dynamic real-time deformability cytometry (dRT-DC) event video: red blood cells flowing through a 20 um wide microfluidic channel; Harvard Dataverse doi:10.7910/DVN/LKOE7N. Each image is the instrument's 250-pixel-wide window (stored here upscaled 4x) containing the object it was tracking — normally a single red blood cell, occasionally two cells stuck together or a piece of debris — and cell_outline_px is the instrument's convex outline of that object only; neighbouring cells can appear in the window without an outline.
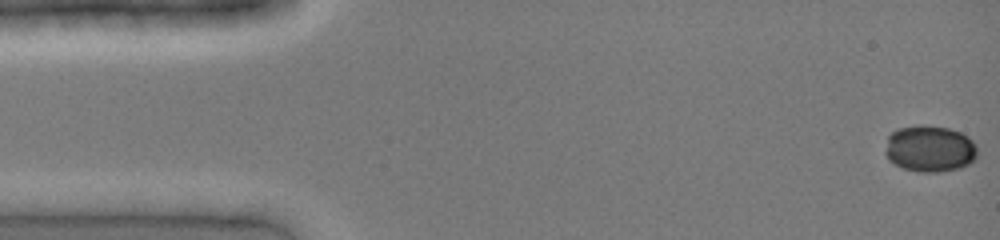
{"species": "common noctule bat (a hibernating species)", "species_latin": "Nyctalus noctula", "temperature_condition": "cold", "stored_images_in_passage": 36, "camera_frame_rate_fps": 3000, "um_per_image_px": 0.085, "animal": {"sex": "female", "body_mass_g": 19.0, "forearm_length_mm": 51.5}, "frame": {"image": 1, "passage_image": 1, "time_ms": 0.0, "image_size_px": [1000, 240], "cell_outline_px": [[976, 160], [960, 168], [936, 172], [920, 172], [904, 168], [888, 160], [884, 152], [888, 136], [892, 132], [900, 128], [920, 124], [924, 124], [948, 128], [960, 132], [968, 136], [976, 144]], "centroid_in_image_um": [79.03, 12.63], "position_along_channel_um": 6.0, "area_um2": 25.14}}
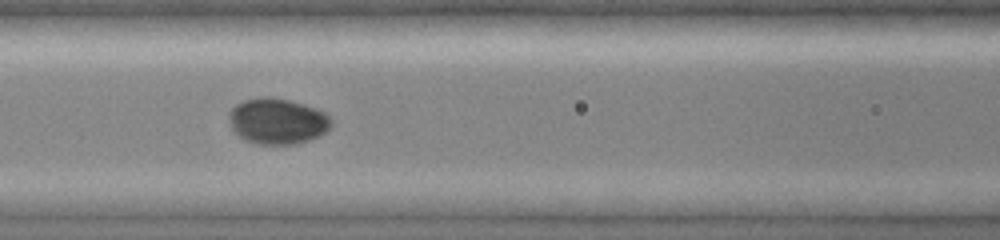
{"frame": {"image": 2, "passage_image": 18, "time_ms": 5.667, "image_size_px": [1000, 240], "cell_outline_px": [[332, 124], [320, 136], [296, 144], [260, 144], [244, 140], [232, 128], [228, 116], [228, 112], [236, 104], [244, 100], [288, 100], [304, 104], [316, 108], [324, 112], [332, 120]], "centroid_in_image_um": [23.6, 10.34], "position_along_channel_um": 143.0, "area_um2": 26.59}}
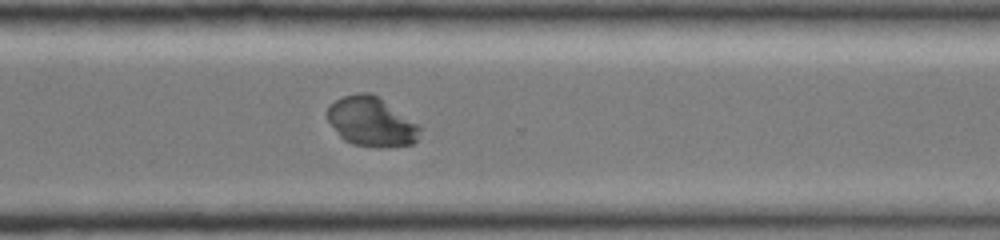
{"frame": {"image": 3, "passage_image": 31, "time_ms": 10.0, "image_size_px": [1000, 240], "cell_outline_px": [[420, 128], [416, 140], [412, 144], [380, 148], [376, 148], [352, 144], [344, 140], [340, 136], [328, 120], [324, 112], [336, 100], [344, 96], [360, 92], [372, 92], [420, 124]], "centroid_in_image_um": [31.56, 10.34], "position_along_channel_um": 339.0, "area_um2": 26.82}}